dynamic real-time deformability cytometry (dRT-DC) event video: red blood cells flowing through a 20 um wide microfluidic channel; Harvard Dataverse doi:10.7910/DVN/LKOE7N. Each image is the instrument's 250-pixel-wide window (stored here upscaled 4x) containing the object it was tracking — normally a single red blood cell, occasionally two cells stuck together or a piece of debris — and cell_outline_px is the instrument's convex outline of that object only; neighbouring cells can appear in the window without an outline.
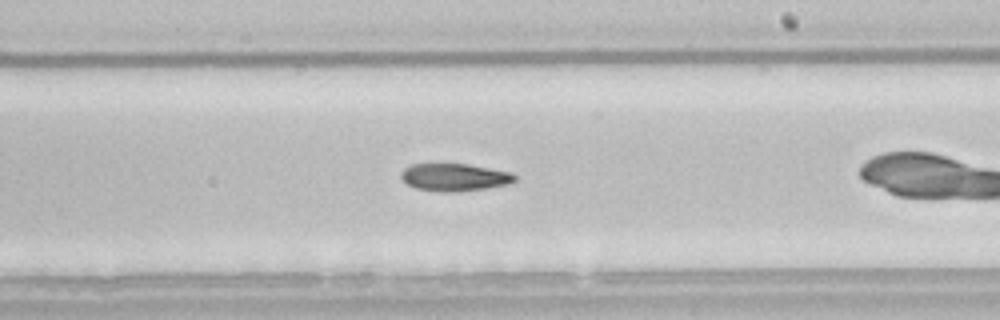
{"species": "common noctule bat (a hibernating species)", "species_latin": "Nyctalus noctula", "temperature_condition": "room temperature", "stored_images_in_passage": 30, "camera_frame_rate_fps": 3000, "um_per_image_px": 0.085, "animal": {"sex": "male", "body_mass_g": 21.5, "forearm_length_mm": 52.0}, "frame": {"image": 1, "passage_image": 18, "time_ms": 5.667, "image_size_px": [1000, 320], "cell_outline_px": [[516, 180], [508, 184], [488, 188], [460, 192], [440, 192], [416, 188], [408, 184], [400, 176], [400, 172], [404, 168], [412, 164], [468, 164], [512, 172], [516, 176]], "centroid_in_image_um": [38.65, 15.07], "position_along_channel_um": 250.3, "area_um2": 18.38}}